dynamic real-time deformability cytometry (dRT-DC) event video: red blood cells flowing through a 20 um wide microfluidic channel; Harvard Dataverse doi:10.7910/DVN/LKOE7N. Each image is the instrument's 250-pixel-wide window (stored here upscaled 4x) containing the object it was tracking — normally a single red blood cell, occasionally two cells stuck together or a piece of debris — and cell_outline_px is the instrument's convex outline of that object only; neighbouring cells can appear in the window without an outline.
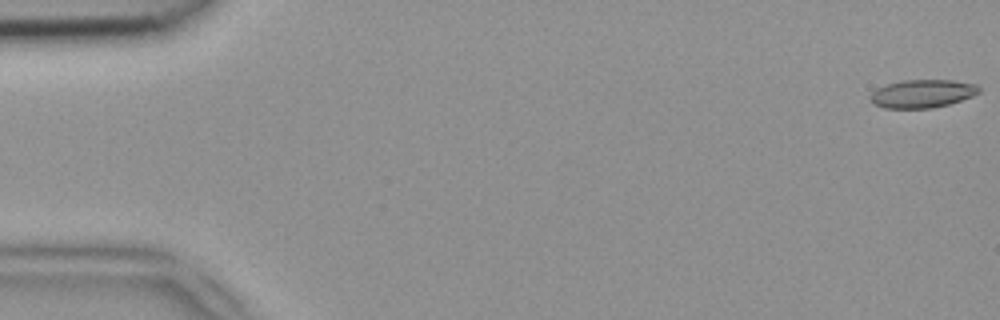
{"species": "common noctule bat (a hibernating species)", "species_latin": "Nyctalus noctula", "temperature_condition": "room temperature", "stored_images_in_passage": 51, "segment_of_instrument_passage": [1, 2], "camera_frame_rate_fps": 3000, "um_per_image_px": 0.085, "animal": {"sex": "female", "body_mass_g": 18.4}, "frame": {"image": 1, "passage_image": 1, "time_ms": 0.0, "image_size_px": [1000, 320], "cell_outline_px": [[980, 92], [972, 96], [948, 104], [932, 108], [884, 108], [872, 104], [868, 96], [876, 88], [900, 80], [952, 80], [976, 84], [980, 88]], "centroid_in_image_um": [78.36, 7.96], "position_along_channel_um": 6.6, "area_um2": 17.92}}
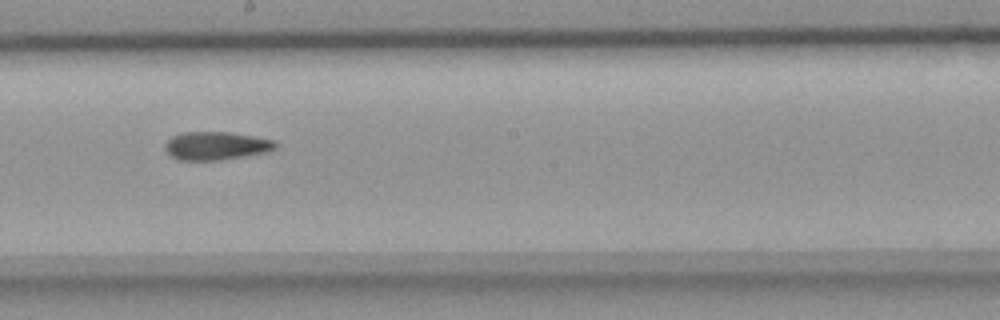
{"frame": {"image": 2, "passage_image": 28, "time_ms": 9.0, "image_size_px": [1000, 320], "cell_outline_px": [[276, 148], [268, 152], [220, 160], [180, 160], [172, 156], [164, 148], [164, 144], [172, 136], [184, 132], [232, 132], [276, 140]], "centroid_in_image_um": [18.39, 12.38], "position_along_channel_um": 229.8, "area_um2": 18.21}}
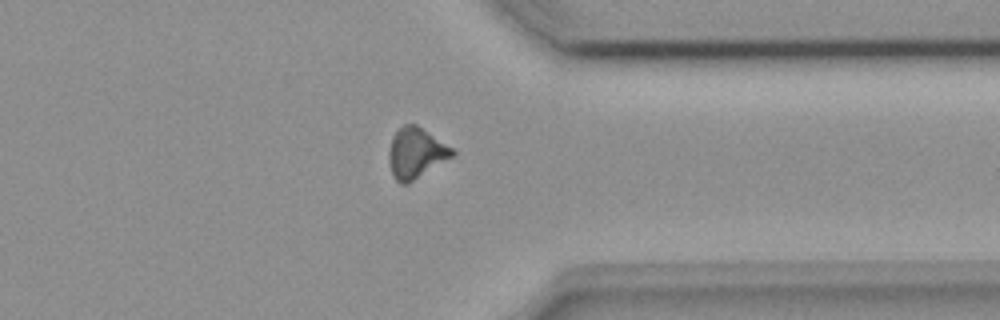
{"frame": {"image": 3, "passage_image": 39, "time_ms": 12.667, "image_size_px": [1000, 320], "cell_outline_px": [[456, 152], [452, 156], [408, 184], [400, 184], [392, 176], [388, 160], [388, 152], [392, 136], [404, 124], [416, 124], [452, 148]], "centroid_in_image_um": [35.31, 13.02], "position_along_channel_um": 376.1, "area_um2": 18.5}}